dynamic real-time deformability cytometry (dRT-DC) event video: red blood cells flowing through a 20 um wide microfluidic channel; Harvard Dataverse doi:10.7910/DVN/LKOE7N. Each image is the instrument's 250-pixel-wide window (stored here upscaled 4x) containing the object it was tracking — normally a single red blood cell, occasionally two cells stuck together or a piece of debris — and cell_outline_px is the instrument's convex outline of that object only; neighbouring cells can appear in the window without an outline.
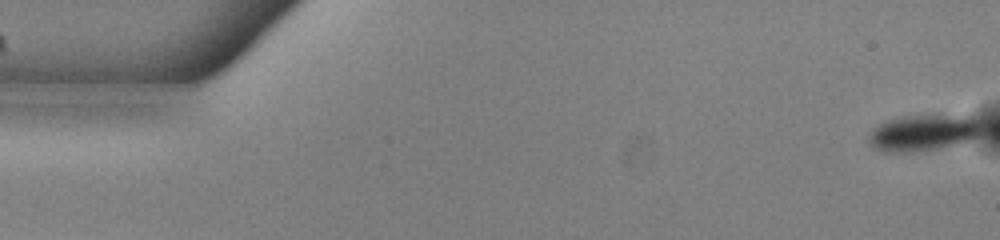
{"species": "common noctule bat (a hibernating species)", "species_latin": "Nyctalus noctula", "temperature_condition": "warm", "stored_images_in_passage": 54, "camera_frame_rate_fps": 3000, "um_per_image_px": 0.085, "animal": {"sex": "male", "body_mass_g": 13.0, "forearm_length_mm": 53.1}, "frame": {"image": 1, "passage_image": 1, "time_ms": 0.0, "image_size_px": [1000, 240], "cell_outline_px": [[980, 132], [976, 136], [968, 140], [936, 148], [904, 152], [884, 152], [872, 148], [868, 140], [868, 136], [872, 128], [888, 120], [904, 116], [964, 116], [980, 120]], "centroid_in_image_um": [78.39, 11.29], "position_along_channel_um": 6.6, "area_um2": 23.24}}
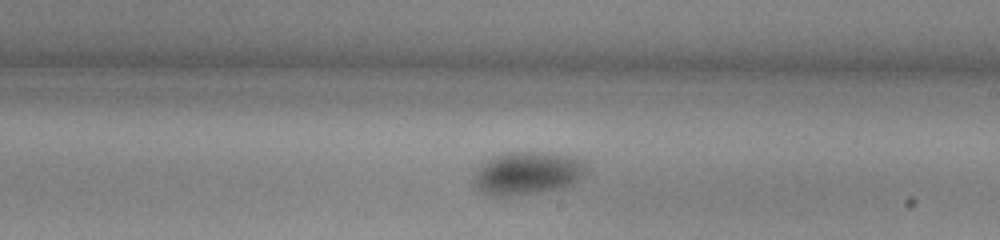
{"frame": {"image": 2, "passage_image": 31, "time_ms": 10.0, "image_size_px": [1000, 240], "cell_outline_px": [[584, 176], [572, 184], [564, 188], [508, 196], [496, 196], [484, 192], [476, 184], [476, 172], [480, 164], [492, 156], [504, 152], [544, 152], [568, 156], [580, 160], [584, 164]], "centroid_in_image_um": [44.83, 14.7], "position_along_channel_um": 244.2, "area_um2": 27.63}}
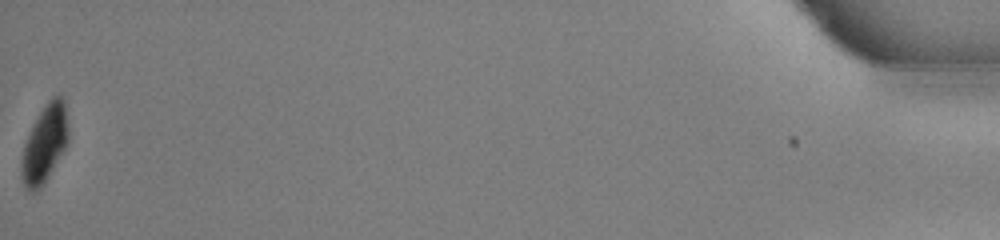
{"frame": {"image": 3, "passage_image": 54, "time_ms": 17.667, "image_size_px": [1000, 240], "cell_outline_px": [[68, 140], [64, 148], [48, 176], [40, 188], [32, 192], [28, 192], [24, 184], [20, 168], [20, 164], [24, 144], [32, 124], [48, 100], [52, 96], [60, 96], [64, 100], [68, 128]], "centroid_in_image_um": [3.77, 12.21], "position_along_channel_um": 431.4, "area_um2": 20.81}, "authors_computed_cell_mechanics": {"area_um2": 26.3568, "velocity_mm_per_s": 3.8262, "shape_relaxation_time_tau1_ms": 5.6758, "shape_relaxation_time_tau2_ms": 4.2061, "deformation_change_tau1": 0.0978, "deformation_change_tau2": 0.0188}}